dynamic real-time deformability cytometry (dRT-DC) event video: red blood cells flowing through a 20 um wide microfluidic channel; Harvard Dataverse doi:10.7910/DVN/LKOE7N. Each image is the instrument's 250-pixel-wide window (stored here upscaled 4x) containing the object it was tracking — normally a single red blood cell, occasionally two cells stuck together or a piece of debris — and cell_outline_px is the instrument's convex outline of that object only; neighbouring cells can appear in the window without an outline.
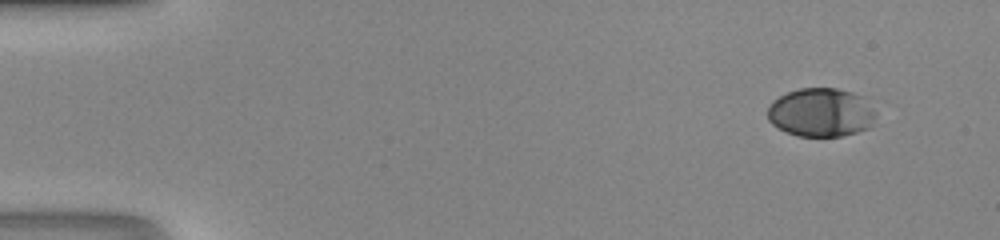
{"species": "human", "species_latin": "Homo sapiens", "temperature_condition": "room temperature", "stored_images_in_passage": 45, "camera_frame_rate_fps": 3000, "um_per_image_px": 0.085, "donor": {"sex": "male"}, "frame": {"image": 1, "passage_image": 1, "time_ms": 0.0, "image_size_px": [1000, 240], "cell_outline_px": [[876, 112], [872, 124], [868, 128], [856, 132], [840, 136], [796, 136], [772, 124], [768, 120], [768, 104], [772, 100], [788, 92], [800, 88], [836, 88], [852, 92], [864, 96]], "centroid_in_image_um": [69.79, 9.55], "position_along_channel_um": 15.2, "area_um2": 30.81}}
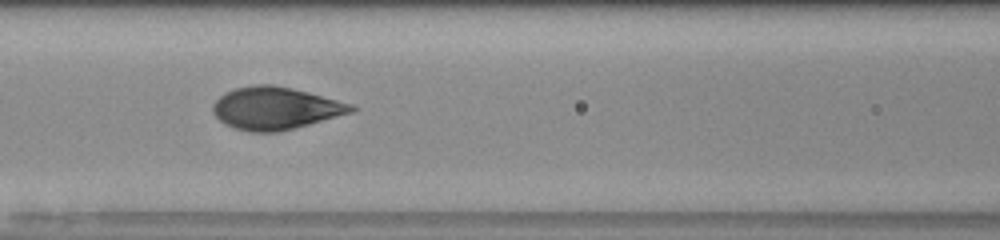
{"frame": {"image": 2, "passage_image": 19, "time_ms": 6.0, "image_size_px": [1000, 240], "cell_outline_px": [[360, 108], [352, 112], [280, 132], [248, 132], [224, 124], [212, 112], [212, 104], [220, 96], [236, 88], [256, 84], [272, 84], [292, 88], [308, 92], [352, 104]], "centroid_in_image_um": [23.4, 9.2], "position_along_channel_um": 143.2, "area_um2": 34.1}}
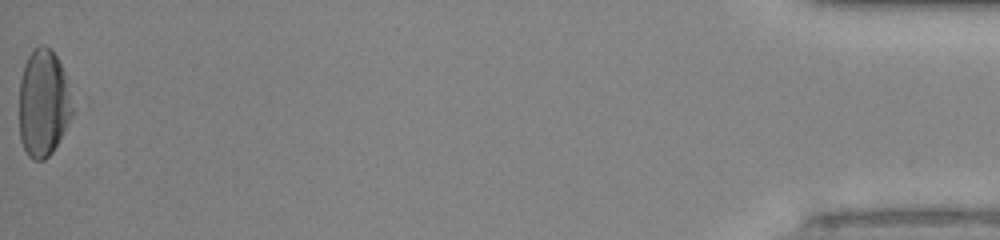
{"frame": {"image": 3, "passage_image": 45, "time_ms": 14.667, "image_size_px": [1000, 240], "cell_outline_px": [[76, 108], [64, 132], [52, 152], [44, 160], [32, 160], [28, 156], [20, 140], [20, 76], [24, 64], [32, 48], [40, 44], [44, 44], [56, 56], [64, 72]], "centroid_in_image_um": [3.7, 8.76], "position_along_channel_um": 431.5, "area_um2": 33.7}}